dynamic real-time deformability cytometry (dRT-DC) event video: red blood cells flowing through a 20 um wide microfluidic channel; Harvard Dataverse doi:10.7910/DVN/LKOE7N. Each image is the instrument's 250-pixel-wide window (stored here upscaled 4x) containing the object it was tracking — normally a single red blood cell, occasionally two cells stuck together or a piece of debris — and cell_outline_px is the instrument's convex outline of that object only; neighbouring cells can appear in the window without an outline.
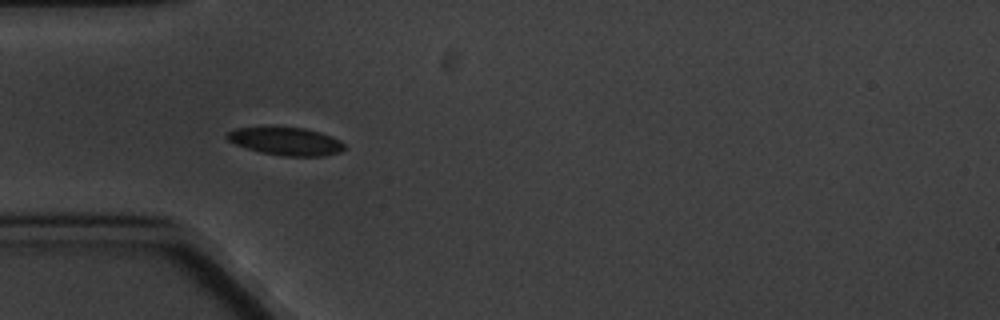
{"species": "common noctule bat (a hibernating species)", "species_latin": "Nyctalus noctula", "temperature_condition": "cold", "stored_images_in_passage": 3, "camera_frame_rate_fps": 3000, "um_per_image_px": 0.085, "animal": {"sex": "male", "body_mass_g": 20.1, "forearm_length_mm": 53.5}, "frame": {"image": 1, "passage_image": 2, "time_ms": 2.0, "image_size_px": [1000, 320], "cell_outline_px": [[344, 148], [340, 152], [324, 156], [284, 156], [260, 152], [236, 144], [228, 140], [224, 136], [228, 132], [236, 128], [268, 124], [304, 128], [320, 132], [332, 136], [340, 140], [344, 144]], "centroid_in_image_um": [24.26, 11.96], "position_along_channel_um": 60.7, "area_um2": 19.77}}